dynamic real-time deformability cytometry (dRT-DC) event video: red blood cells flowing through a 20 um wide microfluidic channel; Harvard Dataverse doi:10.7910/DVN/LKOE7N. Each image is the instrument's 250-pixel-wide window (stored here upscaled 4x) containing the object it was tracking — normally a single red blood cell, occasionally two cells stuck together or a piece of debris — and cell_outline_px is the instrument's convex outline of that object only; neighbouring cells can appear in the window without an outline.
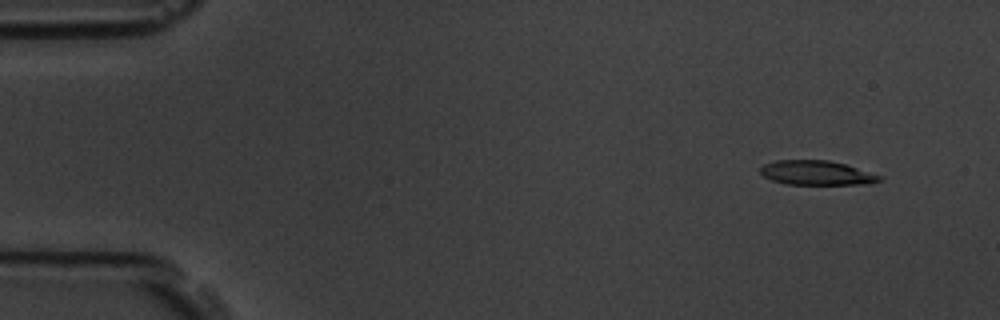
{"species": "common noctule bat (a hibernating species)", "species_latin": "Nyctalus noctula", "temperature_condition": "room temperature", "stored_images_in_passage": 5, "camera_frame_rate_fps": 3000, "um_per_image_px": 0.085, "animal": {"sex": "male", "body_mass_g": 19.5, "forearm_length_mm": 54.6}, "frame": {"image": 1, "passage_image": 2, "time_ms": 1.0, "image_size_px": [1000, 320], "cell_outline_px": [[884, 176], [880, 180], [872, 184], [784, 184], [772, 180], [764, 176], [760, 172], [760, 168], [764, 164], [776, 160], [828, 160], [844, 164]], "centroid_in_image_um": [69.42, 14.69], "position_along_channel_um": 15.6, "area_um2": 16.94}}
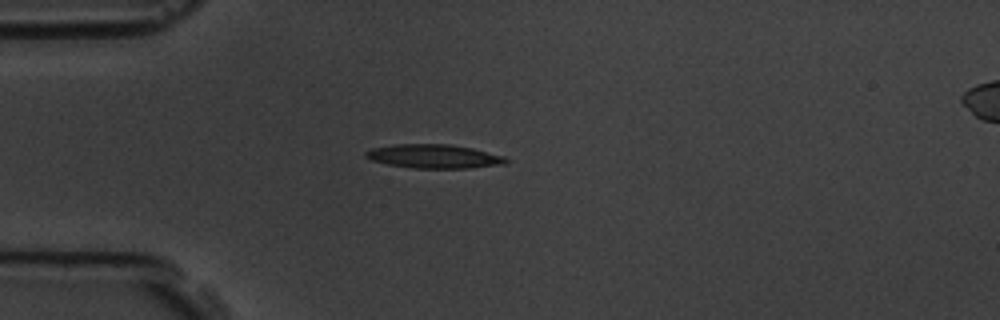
{"frame": {"image": 2, "passage_image": 5, "time_ms": 4.333, "image_size_px": [1000, 320], "cell_outline_px": [[508, 164], [468, 168], [412, 168], [388, 164], [372, 160], [364, 156], [364, 152], [372, 148], [392, 144], [448, 144], [472, 148], [504, 156], [508, 160]], "centroid_in_image_um": [36.89, 13.29], "position_along_channel_um": 48.1, "area_um2": 19.54}}